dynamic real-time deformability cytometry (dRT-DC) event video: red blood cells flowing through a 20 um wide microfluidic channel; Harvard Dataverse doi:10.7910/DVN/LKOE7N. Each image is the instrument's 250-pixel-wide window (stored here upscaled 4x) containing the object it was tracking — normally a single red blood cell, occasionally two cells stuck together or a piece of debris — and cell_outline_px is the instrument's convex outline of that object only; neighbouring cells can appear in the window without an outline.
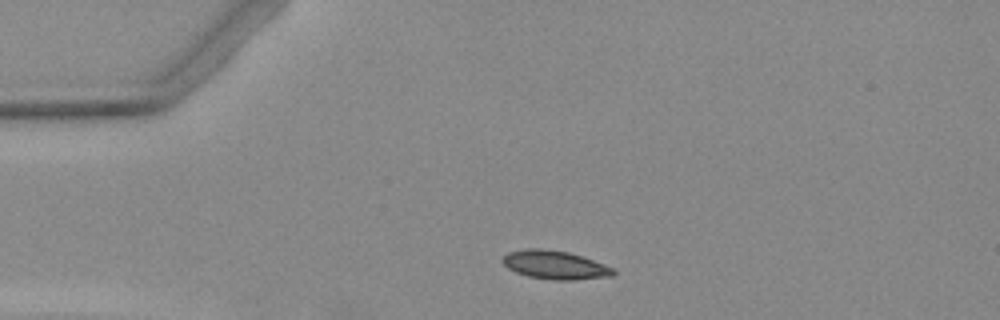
{"species": "Egyptian fruit bat (a non-hibernating species)", "species_latin": "Rousettus aegyptiacus", "temperature_condition": "warm", "stored_images_in_passage": 3, "camera_frame_rate_fps": 3000, "um_per_image_px": 0.085, "animal": {"sex": "female"}, "frame": {"image": 1, "passage_image": 2, "time_ms": 1.333, "image_size_px": [1000, 320], "cell_outline_px": [[616, 272], [612, 276], [572, 280], [552, 280], [528, 276], [516, 272], [508, 268], [500, 260], [508, 252], [528, 248], [544, 248], [568, 252], [616, 268]], "centroid_in_image_um": [47.17, 22.52], "position_along_channel_um": 37.8, "area_um2": 18.44}}